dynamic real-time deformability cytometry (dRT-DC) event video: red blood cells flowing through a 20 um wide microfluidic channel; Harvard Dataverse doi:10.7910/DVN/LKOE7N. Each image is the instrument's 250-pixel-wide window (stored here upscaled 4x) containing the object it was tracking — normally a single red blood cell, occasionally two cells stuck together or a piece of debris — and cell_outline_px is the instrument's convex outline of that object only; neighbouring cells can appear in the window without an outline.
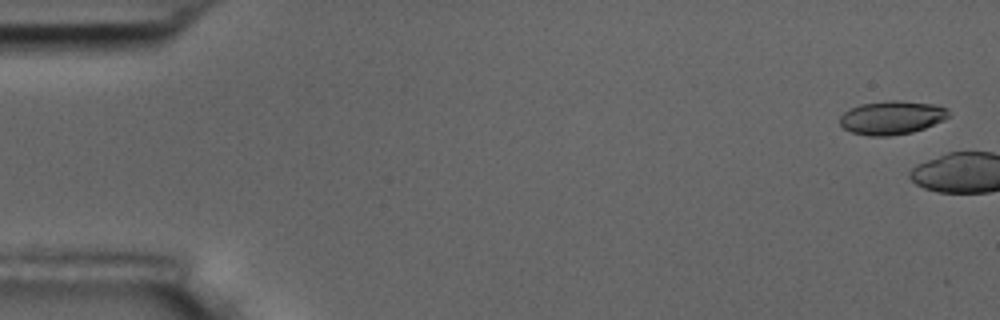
{"species": "common noctule bat (a hibernating species)", "species_latin": "Nyctalus noctula", "temperature_condition": "room temperature", "stored_images_in_passage": 8, "camera_frame_rate_fps": 3000, "um_per_image_px": 0.085, "animal": {"sex": "male", "body_mass_g": 17.5, "forearm_length_mm": 52.3}, "frame": {"image": 1, "passage_image": 1, "time_ms": 0.0, "image_size_px": [1000, 320], "cell_outline_px": [[948, 116], [944, 120], [924, 128], [912, 132], [888, 136], [868, 136], [852, 132], [844, 128], [840, 124], [840, 116], [844, 112], [860, 104], [888, 100], [896, 100], [940, 104], [948, 108]], "centroid_in_image_um": [75.83, 9.98], "position_along_channel_um": 9.2, "area_um2": 21.39}}